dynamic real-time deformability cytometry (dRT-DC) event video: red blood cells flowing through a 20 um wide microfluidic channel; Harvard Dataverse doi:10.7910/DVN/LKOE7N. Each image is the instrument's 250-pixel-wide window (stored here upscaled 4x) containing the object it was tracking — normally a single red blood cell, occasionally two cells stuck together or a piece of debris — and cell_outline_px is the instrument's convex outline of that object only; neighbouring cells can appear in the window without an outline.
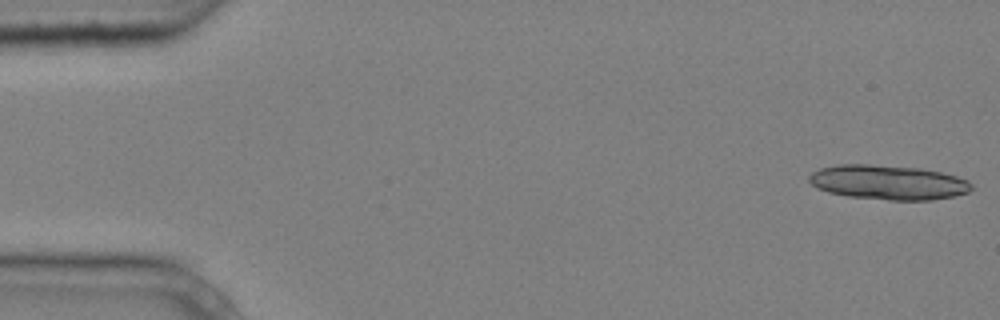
{"species": "common noctule bat (a hibernating species)", "species_latin": "Nyctalus noctula", "temperature_condition": "cold", "stored_images_in_passage": 4, "camera_frame_rate_fps": 3000, "um_per_image_px": 0.085, "animal": {"sex": "male", "body_mass_g": 20.4}, "frame": {"image": 1, "passage_image": 1, "time_ms": 0.0, "image_size_px": [1000, 320], "cell_outline_px": [[972, 188], [968, 192], [952, 196], [932, 200], [888, 200], [848, 196], [828, 192], [812, 184], [808, 180], [808, 176], [812, 172], [820, 168], [840, 164], [868, 164], [920, 168], [940, 172], [956, 176], [968, 180], [972, 184]], "centroid_in_image_um": [75.49, 15.5], "position_along_channel_um": 9.5, "area_um2": 32.6}}